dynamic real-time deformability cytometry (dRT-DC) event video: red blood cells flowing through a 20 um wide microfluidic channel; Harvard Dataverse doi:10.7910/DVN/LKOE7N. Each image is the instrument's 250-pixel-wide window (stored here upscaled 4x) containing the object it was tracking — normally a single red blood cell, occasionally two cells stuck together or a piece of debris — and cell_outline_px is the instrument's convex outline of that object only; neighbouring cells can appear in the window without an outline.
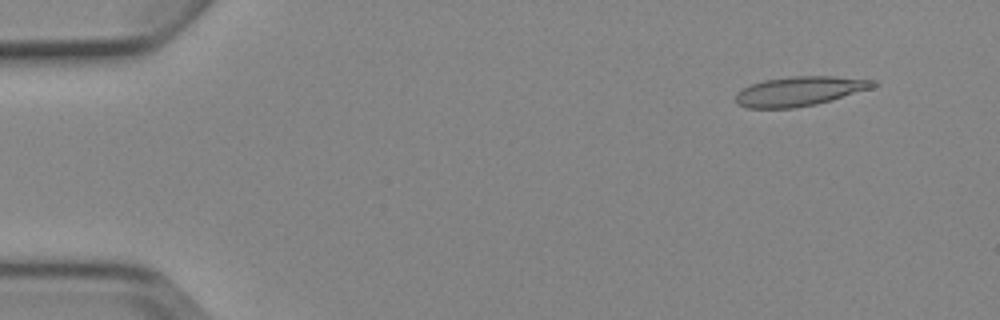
{"species": "Egyptian fruit bat (a non-hibernating species)", "species_latin": "Rousettus aegyptiacus", "temperature_condition": "cold", "stored_images_in_passage": 6, "camera_frame_rate_fps": 3000, "um_per_image_px": 0.085, "animal": {"sex": "female"}, "frame": {"image": 1, "passage_image": 2, "time_ms": 1.333, "image_size_px": [1000, 320], "cell_outline_px": [[880, 84], [872, 88], [832, 100], [816, 104], [792, 108], [748, 108], [736, 104], [736, 92], [752, 84], [764, 80], [788, 76], [836, 76], [876, 80]], "centroid_in_image_um": [68.0, 7.74], "position_along_channel_um": 17.0, "area_um2": 23.76}}
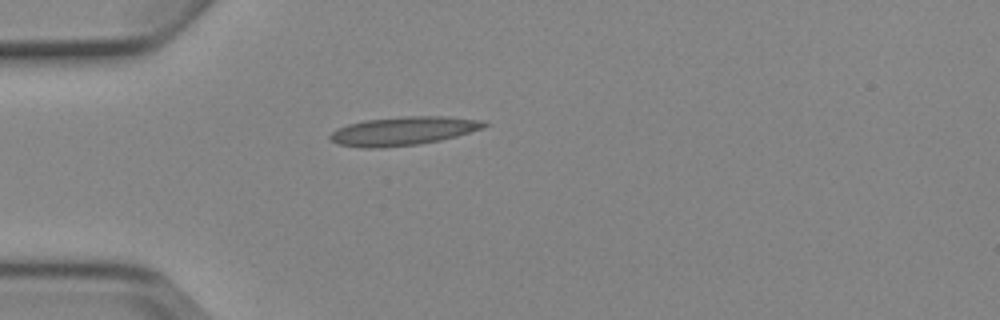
{"frame": {"image": 2, "passage_image": 5, "time_ms": 4.667, "image_size_px": [1000, 320], "cell_outline_px": [[488, 124], [484, 128], [456, 136], [440, 140], [420, 144], [384, 148], [360, 148], [340, 144], [332, 140], [328, 136], [332, 132], [348, 124], [364, 120], [404, 116], [444, 116], [484, 120]], "centroid_in_image_um": [34.3, 11.13], "position_along_channel_um": 50.7, "area_um2": 25.72}}